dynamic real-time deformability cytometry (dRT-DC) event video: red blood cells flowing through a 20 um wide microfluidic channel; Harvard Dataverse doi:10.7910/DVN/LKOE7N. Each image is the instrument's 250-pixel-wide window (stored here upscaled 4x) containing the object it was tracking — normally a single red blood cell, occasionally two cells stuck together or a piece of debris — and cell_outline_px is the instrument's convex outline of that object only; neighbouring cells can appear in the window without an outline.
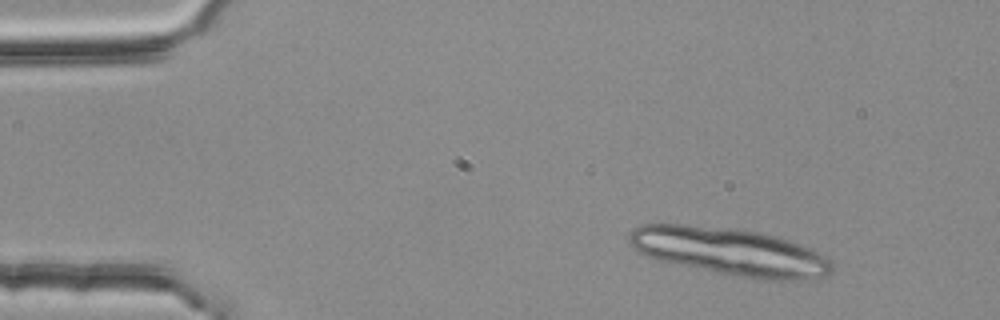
{"species": "common noctule bat (a hibernating species)", "species_latin": "Nyctalus noctula", "temperature_condition": "room temperature", "stored_images_in_passage": 3, "camera_frame_rate_fps": 3000, "um_per_image_px": 0.085, "animal": {"sex": "female", "body_mass_g": 25.1}, "frame": {"image": 1, "passage_image": 1, "time_ms": 0.0, "image_size_px": [1000, 320], "cell_outline_px": [[832, 272], [828, 276], [804, 280], [760, 280], [672, 264], [656, 260], [640, 252], [628, 240], [628, 236], [632, 228], [640, 224], [684, 224], [736, 228], [776, 236], [800, 244], [824, 256], [832, 264]], "centroid_in_image_um": [62.02, 21.39], "position_along_channel_um": 23.0, "area_um2": 56.36}}